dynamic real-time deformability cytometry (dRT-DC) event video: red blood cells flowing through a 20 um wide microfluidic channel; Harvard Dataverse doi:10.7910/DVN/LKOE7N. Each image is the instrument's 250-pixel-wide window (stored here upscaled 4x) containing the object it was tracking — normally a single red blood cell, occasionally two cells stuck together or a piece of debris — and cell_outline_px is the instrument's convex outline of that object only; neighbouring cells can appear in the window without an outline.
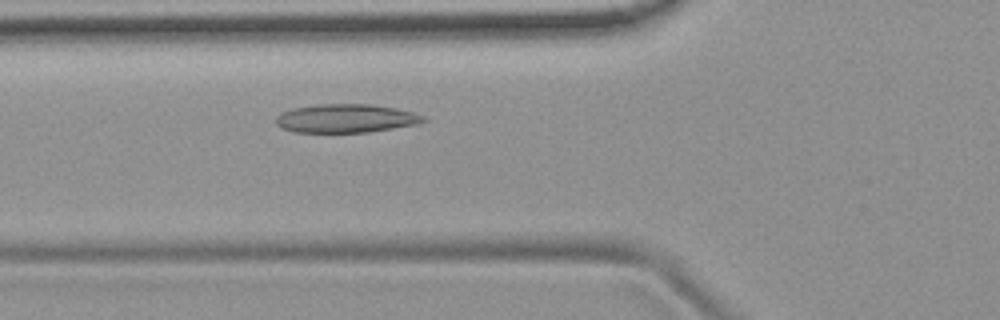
{"species": "common noctule bat (a hibernating species)", "species_latin": "Nyctalus noctula", "temperature_condition": "room temperature", "stored_images_in_passage": 4, "camera_frame_rate_fps": 3000, "um_per_image_px": 0.085, "animal": {"sex": "female", "body_mass_g": 19.9}, "frame": {"image": 1, "passage_image": 4, "time_ms": 3.333, "image_size_px": [1000, 320], "cell_outline_px": [[428, 120], [416, 124], [368, 132], [292, 132], [276, 124], [276, 116], [280, 112], [292, 108], [320, 104], [368, 104], [396, 108], [412, 112], [424, 116]], "centroid_in_image_um": [29.38, 10.06], "position_along_channel_um": 96.4, "area_um2": 24.45}}